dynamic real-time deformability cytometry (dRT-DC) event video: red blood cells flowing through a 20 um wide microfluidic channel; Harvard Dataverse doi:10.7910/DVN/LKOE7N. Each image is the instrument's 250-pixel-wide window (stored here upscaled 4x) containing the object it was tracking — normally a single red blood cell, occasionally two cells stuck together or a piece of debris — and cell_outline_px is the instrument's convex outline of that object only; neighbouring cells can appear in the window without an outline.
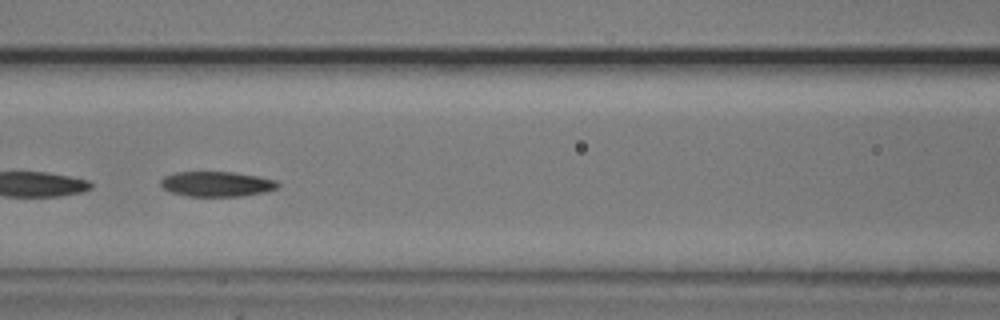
{"species": "common noctule bat (a hibernating species)", "species_latin": "Nyctalus noctula", "temperature_condition": "cold", "stored_images_in_passage": 32, "segment_of_instrument_passage": [2, 2], "camera_frame_rate_fps": 3000, "um_per_image_px": 0.085, "animal": {"sex": "male", "body_mass_g": 20.5, "forearm_length_mm": 52.5}, "frame": {"image": 1, "passage_image": 16, "time_ms": 5.0, "image_size_px": [1000, 320], "cell_outline_px": [[280, 184], [276, 188], [264, 192], [240, 196], [188, 196], [172, 192], [164, 188], [160, 184], [160, 180], [164, 176], [176, 172], [232, 172], [260, 176], [276, 180]], "centroid_in_image_um": [18.43, 15.63], "position_along_channel_um": 148.2, "area_um2": 17.05}}